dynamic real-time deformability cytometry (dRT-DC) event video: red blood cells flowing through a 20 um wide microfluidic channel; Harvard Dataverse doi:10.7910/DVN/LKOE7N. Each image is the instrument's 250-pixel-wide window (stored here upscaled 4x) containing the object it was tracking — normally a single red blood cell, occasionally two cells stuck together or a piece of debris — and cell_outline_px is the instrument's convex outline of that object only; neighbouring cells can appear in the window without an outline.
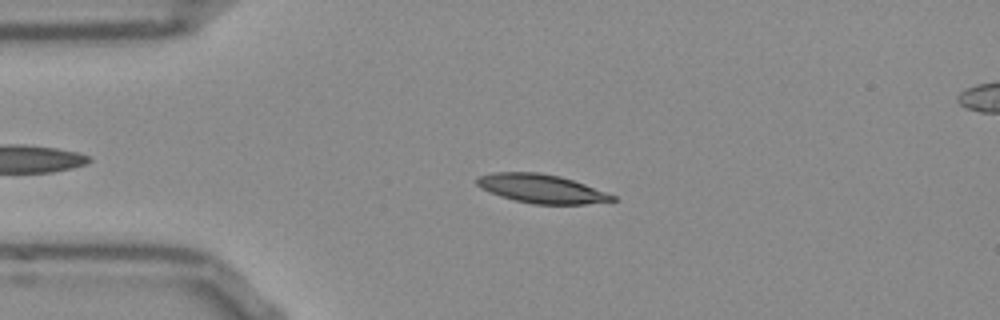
{"species": "Egyptian fruit bat (a non-hibernating species)", "species_latin": "Rousettus aegyptiacus", "temperature_condition": "room temperature", "stored_images_in_passage": 43, "camera_frame_rate_fps": 3000, "um_per_image_px": 0.085, "frame": {"image": 1, "passage_image": 12, "time_ms": 3.667, "image_size_px": [1000, 320], "cell_outline_px": [[616, 200], [584, 204], [532, 204], [500, 196], [480, 188], [476, 184], [476, 176], [496, 172], [540, 172], [560, 176], [584, 184], [616, 196]], "centroid_in_image_um": [45.98, 16.03], "position_along_channel_um": 39.0, "area_um2": 22.6}}
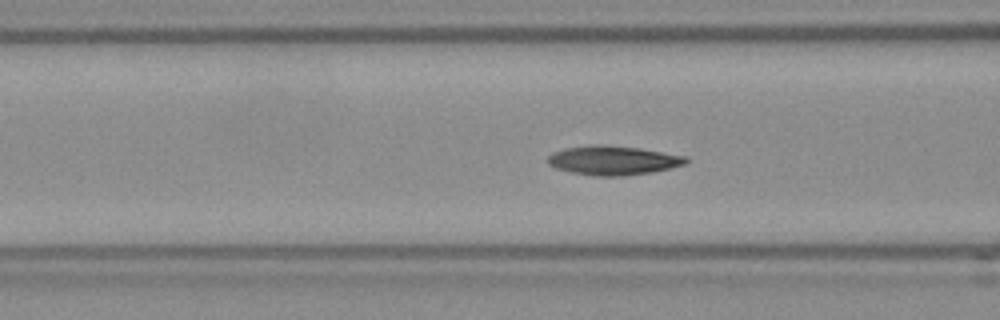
{"frame": {"image": 2, "passage_image": 20, "time_ms": 6.333, "image_size_px": [1000, 320], "cell_outline_px": [[688, 160], [684, 164], [652, 172], [620, 176], [596, 176], [572, 172], [556, 168], [548, 164], [548, 156], [552, 152], [564, 148], [596, 144], [600, 144], [640, 148], [688, 156]], "centroid_in_image_um": [52.1, 13.62], "position_along_channel_um": 114.5, "area_um2": 23.41}}
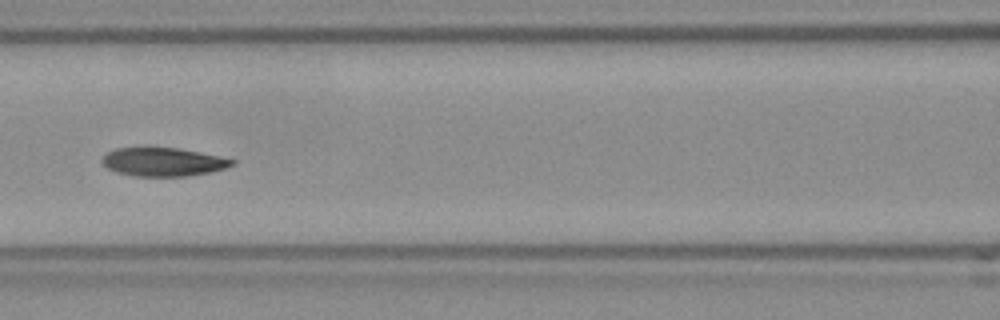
{"frame": {"image": 3, "passage_image": 23, "time_ms": 7.333, "image_size_px": [1000, 320], "cell_outline_px": [[236, 164], [212, 172], [188, 176], [136, 176], [116, 172], [108, 168], [100, 160], [108, 152], [116, 148], [180, 148], [220, 156], [236, 160]], "centroid_in_image_um": [13.91, 13.76], "position_along_channel_um": 152.7, "area_um2": 21.56}, "authors_computed_cell_mechanics": {"area_um2": 22.542, "velocity_mm_per_s": 3.7878, "shape_relaxation_time_tau1_ms": 5.3163, "shape_relaxation_time_tau2_ms": 2.3524, "deformation_change_tau1": 0.1619, "deformation_change_tau2": 0.0762}}